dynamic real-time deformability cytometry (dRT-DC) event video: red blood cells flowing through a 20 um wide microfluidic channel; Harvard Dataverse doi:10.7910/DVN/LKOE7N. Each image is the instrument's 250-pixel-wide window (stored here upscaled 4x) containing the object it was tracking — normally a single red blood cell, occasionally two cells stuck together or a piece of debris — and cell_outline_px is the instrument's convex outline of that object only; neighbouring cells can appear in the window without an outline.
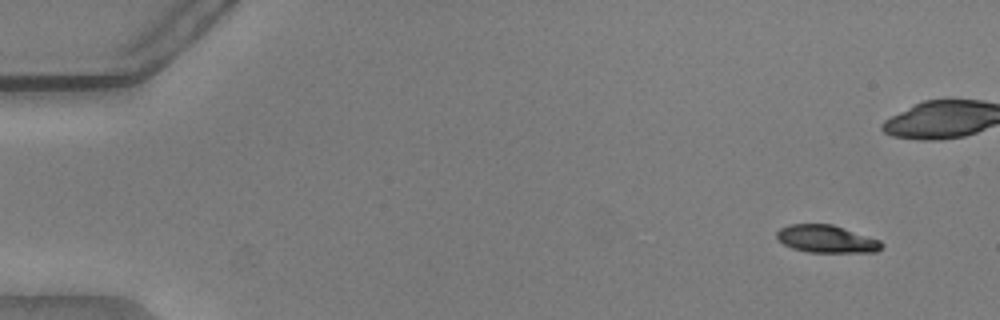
{"species": "common noctule bat (a hibernating species)", "species_latin": "Nyctalus noctula", "temperature_condition": "warm", "stored_images_in_passage": 51, "camera_frame_rate_fps": 3000, "um_per_image_px": 0.085, "animal": {"sex": "male", "body_mass_g": 20.5, "forearm_length_mm": 52.5}, "frame": {"image": 1, "passage_image": 1, "time_ms": 0.0, "image_size_px": [1000, 320], "cell_outline_px": [[884, 244], [876, 252], [808, 252], [792, 248], [776, 240], [776, 232], [780, 228], [788, 224], [832, 224], [880, 240]], "centroid_in_image_um": [70.21, 20.31], "position_along_channel_um": 14.8, "area_um2": 16.88}}
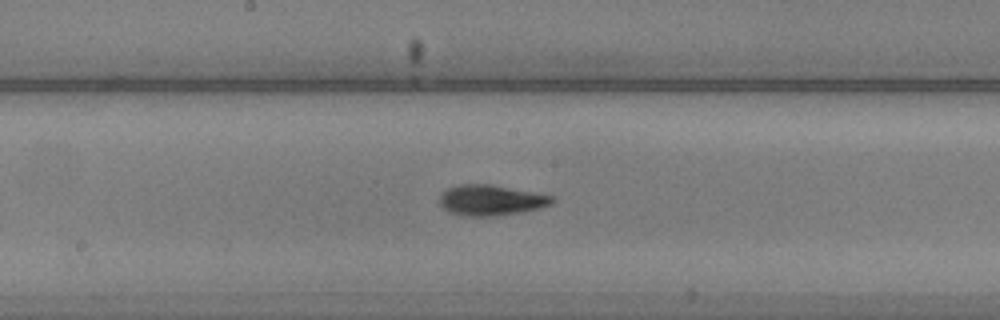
{"frame": {"image": 2, "passage_image": 26, "time_ms": 8.333, "image_size_px": [1000, 320], "cell_outline_px": [[556, 200], [552, 204], [540, 208], [524, 212], [496, 216], [460, 216], [448, 212], [440, 204], [440, 196], [448, 188], [460, 184], [492, 184], [552, 196]], "centroid_in_image_um": [41.74, 17.03], "position_along_channel_um": 206.5, "area_um2": 20.17}}
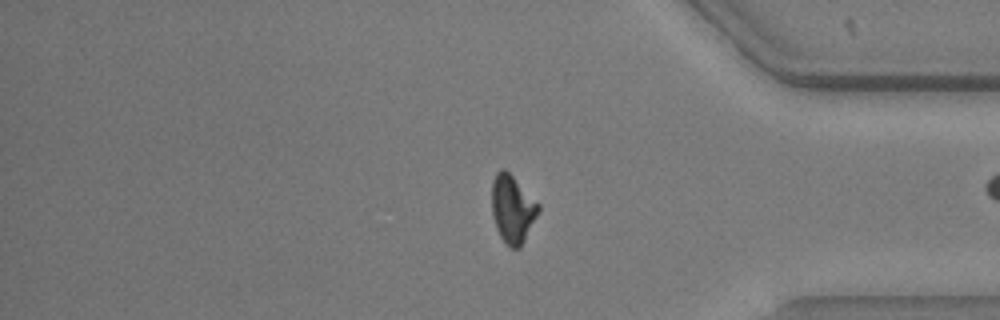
{"frame": {"image": 3, "passage_image": 42, "time_ms": 13.667, "image_size_px": [1000, 320], "cell_outline_px": [[540, 208], [520, 248], [512, 248], [500, 236], [496, 228], [492, 216], [492, 180], [496, 172], [500, 168], [504, 168], [540, 204]], "centroid_in_image_um": [43.54, 17.73], "position_along_channel_um": 391.7, "area_um2": 18.15}, "authors_computed_cell_mechanics": {"area_um2": 18.3226, "velocity_mm_per_s": 3.7961, "shape_relaxation_time_tau1_ms": 2.9156, "shape_relaxation_time_tau2_ms": 4.7791, "deformation_change_tau1": 0.1601, "deformation_change_tau2": 0.1113}}